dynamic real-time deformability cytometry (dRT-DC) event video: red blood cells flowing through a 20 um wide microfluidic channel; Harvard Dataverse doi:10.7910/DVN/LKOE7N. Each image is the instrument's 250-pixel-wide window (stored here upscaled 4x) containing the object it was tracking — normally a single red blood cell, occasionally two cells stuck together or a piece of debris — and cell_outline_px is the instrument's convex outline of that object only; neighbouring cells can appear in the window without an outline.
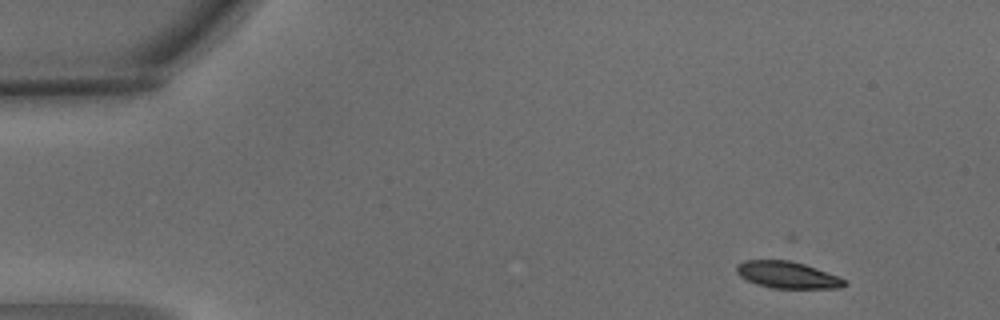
{"species": "common noctule bat (a hibernating species)", "species_latin": "Nyctalus noctula", "temperature_condition": "warm", "stored_images_in_passage": 4, "camera_frame_rate_fps": 3000, "um_per_image_px": 0.085, "animal": {"sex": "male", "body_mass_g": 15.6}, "frame": {"image": 1, "passage_image": 1, "time_ms": 0.0, "image_size_px": [1000, 320], "cell_outline_px": [[848, 284], [840, 288], [772, 288], [756, 284], [740, 276], [736, 272], [736, 264], [744, 260], [788, 260], [804, 264], [840, 276]], "centroid_in_image_um": [66.92, 23.36], "position_along_channel_um": 18.1, "area_um2": 16.88}}